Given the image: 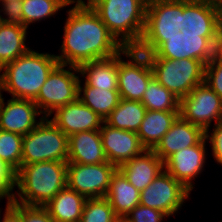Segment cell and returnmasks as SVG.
<instances>
[{
	"instance_id": "6da1fadb",
	"label": "cell",
	"mask_w": 222,
	"mask_h": 222,
	"mask_svg": "<svg viewBox=\"0 0 222 222\" xmlns=\"http://www.w3.org/2000/svg\"><path fill=\"white\" fill-rule=\"evenodd\" d=\"M75 3L66 11L61 53L55 54L59 64L79 67L119 54L124 47L108 31L99 15L85 0H75Z\"/></svg>"
},
{
	"instance_id": "7a4b0ae2",
	"label": "cell",
	"mask_w": 222,
	"mask_h": 222,
	"mask_svg": "<svg viewBox=\"0 0 222 222\" xmlns=\"http://www.w3.org/2000/svg\"><path fill=\"white\" fill-rule=\"evenodd\" d=\"M58 64L54 54L30 49L0 69V91H6L12 98L34 101L48 75Z\"/></svg>"
},
{
	"instance_id": "3957f363",
	"label": "cell",
	"mask_w": 222,
	"mask_h": 222,
	"mask_svg": "<svg viewBox=\"0 0 222 222\" xmlns=\"http://www.w3.org/2000/svg\"><path fill=\"white\" fill-rule=\"evenodd\" d=\"M15 186L18 190L12 195L13 202L44 207L67 186V162L43 161L21 164L16 172Z\"/></svg>"
},
{
	"instance_id": "277c9868",
	"label": "cell",
	"mask_w": 222,
	"mask_h": 222,
	"mask_svg": "<svg viewBox=\"0 0 222 222\" xmlns=\"http://www.w3.org/2000/svg\"><path fill=\"white\" fill-rule=\"evenodd\" d=\"M148 0H87L108 31L124 48L140 42Z\"/></svg>"
},
{
	"instance_id": "5b68a950",
	"label": "cell",
	"mask_w": 222,
	"mask_h": 222,
	"mask_svg": "<svg viewBox=\"0 0 222 222\" xmlns=\"http://www.w3.org/2000/svg\"><path fill=\"white\" fill-rule=\"evenodd\" d=\"M183 29V1L148 0L144 31L136 50L152 54L167 37Z\"/></svg>"
},
{
	"instance_id": "8992f818",
	"label": "cell",
	"mask_w": 222,
	"mask_h": 222,
	"mask_svg": "<svg viewBox=\"0 0 222 222\" xmlns=\"http://www.w3.org/2000/svg\"><path fill=\"white\" fill-rule=\"evenodd\" d=\"M67 160L68 136L49 117L23 136L21 164Z\"/></svg>"
},
{
	"instance_id": "52a82bcc",
	"label": "cell",
	"mask_w": 222,
	"mask_h": 222,
	"mask_svg": "<svg viewBox=\"0 0 222 222\" xmlns=\"http://www.w3.org/2000/svg\"><path fill=\"white\" fill-rule=\"evenodd\" d=\"M153 77L179 99L204 83L205 64L196 59L149 58Z\"/></svg>"
},
{
	"instance_id": "ba28073f",
	"label": "cell",
	"mask_w": 222,
	"mask_h": 222,
	"mask_svg": "<svg viewBox=\"0 0 222 222\" xmlns=\"http://www.w3.org/2000/svg\"><path fill=\"white\" fill-rule=\"evenodd\" d=\"M79 76L75 66L58 64L52 70L34 100L44 117L52 116L57 108L78 99Z\"/></svg>"
},
{
	"instance_id": "9c48e42d",
	"label": "cell",
	"mask_w": 222,
	"mask_h": 222,
	"mask_svg": "<svg viewBox=\"0 0 222 222\" xmlns=\"http://www.w3.org/2000/svg\"><path fill=\"white\" fill-rule=\"evenodd\" d=\"M122 54L129 60L124 61ZM117 71L120 98L141 102L149 81L153 78L148 55L135 48H124L117 54Z\"/></svg>"
},
{
	"instance_id": "30bf717a",
	"label": "cell",
	"mask_w": 222,
	"mask_h": 222,
	"mask_svg": "<svg viewBox=\"0 0 222 222\" xmlns=\"http://www.w3.org/2000/svg\"><path fill=\"white\" fill-rule=\"evenodd\" d=\"M179 116L209 132L213 120L222 121V99L204 82L180 99Z\"/></svg>"
},
{
	"instance_id": "8fae6325",
	"label": "cell",
	"mask_w": 222,
	"mask_h": 222,
	"mask_svg": "<svg viewBox=\"0 0 222 222\" xmlns=\"http://www.w3.org/2000/svg\"><path fill=\"white\" fill-rule=\"evenodd\" d=\"M217 37H202L183 28L178 33L167 37L148 58L166 59H196L205 65L214 57V47Z\"/></svg>"
},
{
	"instance_id": "7c38bea8",
	"label": "cell",
	"mask_w": 222,
	"mask_h": 222,
	"mask_svg": "<svg viewBox=\"0 0 222 222\" xmlns=\"http://www.w3.org/2000/svg\"><path fill=\"white\" fill-rule=\"evenodd\" d=\"M117 167L110 162L98 164L67 163V186L86 199L102 198L108 193Z\"/></svg>"
},
{
	"instance_id": "4fadbf2b",
	"label": "cell",
	"mask_w": 222,
	"mask_h": 222,
	"mask_svg": "<svg viewBox=\"0 0 222 222\" xmlns=\"http://www.w3.org/2000/svg\"><path fill=\"white\" fill-rule=\"evenodd\" d=\"M190 191L165 169L140 192V204L159 210L169 217L178 213Z\"/></svg>"
},
{
	"instance_id": "5bb4252c",
	"label": "cell",
	"mask_w": 222,
	"mask_h": 222,
	"mask_svg": "<svg viewBox=\"0 0 222 222\" xmlns=\"http://www.w3.org/2000/svg\"><path fill=\"white\" fill-rule=\"evenodd\" d=\"M183 28L202 37H217L222 28V1H183Z\"/></svg>"
},
{
	"instance_id": "9a60e30c",
	"label": "cell",
	"mask_w": 222,
	"mask_h": 222,
	"mask_svg": "<svg viewBox=\"0 0 222 222\" xmlns=\"http://www.w3.org/2000/svg\"><path fill=\"white\" fill-rule=\"evenodd\" d=\"M206 142L204 137L198 144L179 150L164 162V169L190 192L195 186L193 180L204 170Z\"/></svg>"
},
{
	"instance_id": "2e32d148",
	"label": "cell",
	"mask_w": 222,
	"mask_h": 222,
	"mask_svg": "<svg viewBox=\"0 0 222 222\" xmlns=\"http://www.w3.org/2000/svg\"><path fill=\"white\" fill-rule=\"evenodd\" d=\"M33 100L11 98L4 102L0 98V129L25 136L44 118Z\"/></svg>"
},
{
	"instance_id": "e0dca14e",
	"label": "cell",
	"mask_w": 222,
	"mask_h": 222,
	"mask_svg": "<svg viewBox=\"0 0 222 222\" xmlns=\"http://www.w3.org/2000/svg\"><path fill=\"white\" fill-rule=\"evenodd\" d=\"M100 135L108 162L117 168L146 150L137 133L133 131L114 128L104 122Z\"/></svg>"
},
{
	"instance_id": "ac0fdd59",
	"label": "cell",
	"mask_w": 222,
	"mask_h": 222,
	"mask_svg": "<svg viewBox=\"0 0 222 222\" xmlns=\"http://www.w3.org/2000/svg\"><path fill=\"white\" fill-rule=\"evenodd\" d=\"M51 121L68 137L74 133L100 130L104 119L79 99L57 108Z\"/></svg>"
},
{
	"instance_id": "d6986e66",
	"label": "cell",
	"mask_w": 222,
	"mask_h": 222,
	"mask_svg": "<svg viewBox=\"0 0 222 222\" xmlns=\"http://www.w3.org/2000/svg\"><path fill=\"white\" fill-rule=\"evenodd\" d=\"M204 137L205 132L200 127L179 116L152 151L165 162L174 153L198 144Z\"/></svg>"
},
{
	"instance_id": "ffe728a7",
	"label": "cell",
	"mask_w": 222,
	"mask_h": 222,
	"mask_svg": "<svg viewBox=\"0 0 222 222\" xmlns=\"http://www.w3.org/2000/svg\"><path fill=\"white\" fill-rule=\"evenodd\" d=\"M108 162L100 130L77 132L68 137L67 163L98 164Z\"/></svg>"
},
{
	"instance_id": "44dd1931",
	"label": "cell",
	"mask_w": 222,
	"mask_h": 222,
	"mask_svg": "<svg viewBox=\"0 0 222 222\" xmlns=\"http://www.w3.org/2000/svg\"><path fill=\"white\" fill-rule=\"evenodd\" d=\"M117 169L141 192L164 170V162L152 150L146 149Z\"/></svg>"
},
{
	"instance_id": "7402d4cb",
	"label": "cell",
	"mask_w": 222,
	"mask_h": 222,
	"mask_svg": "<svg viewBox=\"0 0 222 222\" xmlns=\"http://www.w3.org/2000/svg\"><path fill=\"white\" fill-rule=\"evenodd\" d=\"M105 197L118 218H125L140 204V191L118 169L111 177L110 187Z\"/></svg>"
},
{
	"instance_id": "603a6c76",
	"label": "cell",
	"mask_w": 222,
	"mask_h": 222,
	"mask_svg": "<svg viewBox=\"0 0 222 222\" xmlns=\"http://www.w3.org/2000/svg\"><path fill=\"white\" fill-rule=\"evenodd\" d=\"M86 198L65 186L46 206L55 222H80Z\"/></svg>"
},
{
	"instance_id": "cb8c5ba5",
	"label": "cell",
	"mask_w": 222,
	"mask_h": 222,
	"mask_svg": "<svg viewBox=\"0 0 222 222\" xmlns=\"http://www.w3.org/2000/svg\"><path fill=\"white\" fill-rule=\"evenodd\" d=\"M179 117V111L147 110L137 131L142 145L152 150Z\"/></svg>"
},
{
	"instance_id": "d4e9b609",
	"label": "cell",
	"mask_w": 222,
	"mask_h": 222,
	"mask_svg": "<svg viewBox=\"0 0 222 222\" xmlns=\"http://www.w3.org/2000/svg\"><path fill=\"white\" fill-rule=\"evenodd\" d=\"M78 69L88 86L118 90L117 55L84 63Z\"/></svg>"
},
{
	"instance_id": "484cf974",
	"label": "cell",
	"mask_w": 222,
	"mask_h": 222,
	"mask_svg": "<svg viewBox=\"0 0 222 222\" xmlns=\"http://www.w3.org/2000/svg\"><path fill=\"white\" fill-rule=\"evenodd\" d=\"M27 29L16 24L0 25V69L30 50L25 44Z\"/></svg>"
},
{
	"instance_id": "4316f807",
	"label": "cell",
	"mask_w": 222,
	"mask_h": 222,
	"mask_svg": "<svg viewBox=\"0 0 222 222\" xmlns=\"http://www.w3.org/2000/svg\"><path fill=\"white\" fill-rule=\"evenodd\" d=\"M146 108L140 101L120 99L104 122L114 128L136 132L144 119Z\"/></svg>"
},
{
	"instance_id": "83f0119b",
	"label": "cell",
	"mask_w": 222,
	"mask_h": 222,
	"mask_svg": "<svg viewBox=\"0 0 222 222\" xmlns=\"http://www.w3.org/2000/svg\"><path fill=\"white\" fill-rule=\"evenodd\" d=\"M81 81L78 85V99L105 120L121 99L119 91L91 87L86 83L82 86Z\"/></svg>"
},
{
	"instance_id": "f1b7e54d",
	"label": "cell",
	"mask_w": 222,
	"mask_h": 222,
	"mask_svg": "<svg viewBox=\"0 0 222 222\" xmlns=\"http://www.w3.org/2000/svg\"><path fill=\"white\" fill-rule=\"evenodd\" d=\"M141 103L146 110L179 111L180 99L153 77L149 81Z\"/></svg>"
},
{
	"instance_id": "f546056e",
	"label": "cell",
	"mask_w": 222,
	"mask_h": 222,
	"mask_svg": "<svg viewBox=\"0 0 222 222\" xmlns=\"http://www.w3.org/2000/svg\"><path fill=\"white\" fill-rule=\"evenodd\" d=\"M75 3V0H22L23 26L46 20L54 16L60 9Z\"/></svg>"
},
{
	"instance_id": "4dcf8cb0",
	"label": "cell",
	"mask_w": 222,
	"mask_h": 222,
	"mask_svg": "<svg viewBox=\"0 0 222 222\" xmlns=\"http://www.w3.org/2000/svg\"><path fill=\"white\" fill-rule=\"evenodd\" d=\"M23 136L0 129V160L15 172L21 167Z\"/></svg>"
},
{
	"instance_id": "1f68e13d",
	"label": "cell",
	"mask_w": 222,
	"mask_h": 222,
	"mask_svg": "<svg viewBox=\"0 0 222 222\" xmlns=\"http://www.w3.org/2000/svg\"><path fill=\"white\" fill-rule=\"evenodd\" d=\"M118 217L106 197L86 199L80 222H115Z\"/></svg>"
},
{
	"instance_id": "d6a6232c",
	"label": "cell",
	"mask_w": 222,
	"mask_h": 222,
	"mask_svg": "<svg viewBox=\"0 0 222 222\" xmlns=\"http://www.w3.org/2000/svg\"><path fill=\"white\" fill-rule=\"evenodd\" d=\"M204 82L222 99V61L215 56L205 65Z\"/></svg>"
},
{
	"instance_id": "836d02e7",
	"label": "cell",
	"mask_w": 222,
	"mask_h": 222,
	"mask_svg": "<svg viewBox=\"0 0 222 222\" xmlns=\"http://www.w3.org/2000/svg\"><path fill=\"white\" fill-rule=\"evenodd\" d=\"M167 214L139 204L124 218L127 222H161Z\"/></svg>"
},
{
	"instance_id": "e575fe53",
	"label": "cell",
	"mask_w": 222,
	"mask_h": 222,
	"mask_svg": "<svg viewBox=\"0 0 222 222\" xmlns=\"http://www.w3.org/2000/svg\"><path fill=\"white\" fill-rule=\"evenodd\" d=\"M3 9H0V12L6 16L1 15L2 22L6 24H16L23 26V6L22 0H8L0 1Z\"/></svg>"
},
{
	"instance_id": "d590c367",
	"label": "cell",
	"mask_w": 222,
	"mask_h": 222,
	"mask_svg": "<svg viewBox=\"0 0 222 222\" xmlns=\"http://www.w3.org/2000/svg\"><path fill=\"white\" fill-rule=\"evenodd\" d=\"M212 132H205V137L211 145L212 155L215 162L222 165V121L214 124ZM210 133V135H209Z\"/></svg>"
},
{
	"instance_id": "8d00e7d4",
	"label": "cell",
	"mask_w": 222,
	"mask_h": 222,
	"mask_svg": "<svg viewBox=\"0 0 222 222\" xmlns=\"http://www.w3.org/2000/svg\"><path fill=\"white\" fill-rule=\"evenodd\" d=\"M24 222H55L45 207L23 205Z\"/></svg>"
},
{
	"instance_id": "74e56055",
	"label": "cell",
	"mask_w": 222,
	"mask_h": 222,
	"mask_svg": "<svg viewBox=\"0 0 222 222\" xmlns=\"http://www.w3.org/2000/svg\"><path fill=\"white\" fill-rule=\"evenodd\" d=\"M16 183V172L5 162L0 160V190H10L14 192Z\"/></svg>"
},
{
	"instance_id": "f35d334b",
	"label": "cell",
	"mask_w": 222,
	"mask_h": 222,
	"mask_svg": "<svg viewBox=\"0 0 222 222\" xmlns=\"http://www.w3.org/2000/svg\"><path fill=\"white\" fill-rule=\"evenodd\" d=\"M5 213L3 220L0 215V222H24L23 220V205L16 202H6Z\"/></svg>"
},
{
	"instance_id": "ab89813d",
	"label": "cell",
	"mask_w": 222,
	"mask_h": 222,
	"mask_svg": "<svg viewBox=\"0 0 222 222\" xmlns=\"http://www.w3.org/2000/svg\"><path fill=\"white\" fill-rule=\"evenodd\" d=\"M214 56L222 61V28L220 29L215 41Z\"/></svg>"
},
{
	"instance_id": "60d3db41",
	"label": "cell",
	"mask_w": 222,
	"mask_h": 222,
	"mask_svg": "<svg viewBox=\"0 0 222 222\" xmlns=\"http://www.w3.org/2000/svg\"><path fill=\"white\" fill-rule=\"evenodd\" d=\"M12 195L13 193L10 190H0V201L1 199L6 198L7 202L12 201ZM2 210L0 209V215H1Z\"/></svg>"
},
{
	"instance_id": "b9f144b4",
	"label": "cell",
	"mask_w": 222,
	"mask_h": 222,
	"mask_svg": "<svg viewBox=\"0 0 222 222\" xmlns=\"http://www.w3.org/2000/svg\"><path fill=\"white\" fill-rule=\"evenodd\" d=\"M115 222H127L124 218H118Z\"/></svg>"
},
{
	"instance_id": "7bdbcfd3",
	"label": "cell",
	"mask_w": 222,
	"mask_h": 222,
	"mask_svg": "<svg viewBox=\"0 0 222 222\" xmlns=\"http://www.w3.org/2000/svg\"><path fill=\"white\" fill-rule=\"evenodd\" d=\"M179 1H202V0H179Z\"/></svg>"
},
{
	"instance_id": "ee69618b",
	"label": "cell",
	"mask_w": 222,
	"mask_h": 222,
	"mask_svg": "<svg viewBox=\"0 0 222 222\" xmlns=\"http://www.w3.org/2000/svg\"><path fill=\"white\" fill-rule=\"evenodd\" d=\"M0 14H1V12H0ZM3 22H2V18H1V15H0V25L2 24Z\"/></svg>"
}]
</instances>
